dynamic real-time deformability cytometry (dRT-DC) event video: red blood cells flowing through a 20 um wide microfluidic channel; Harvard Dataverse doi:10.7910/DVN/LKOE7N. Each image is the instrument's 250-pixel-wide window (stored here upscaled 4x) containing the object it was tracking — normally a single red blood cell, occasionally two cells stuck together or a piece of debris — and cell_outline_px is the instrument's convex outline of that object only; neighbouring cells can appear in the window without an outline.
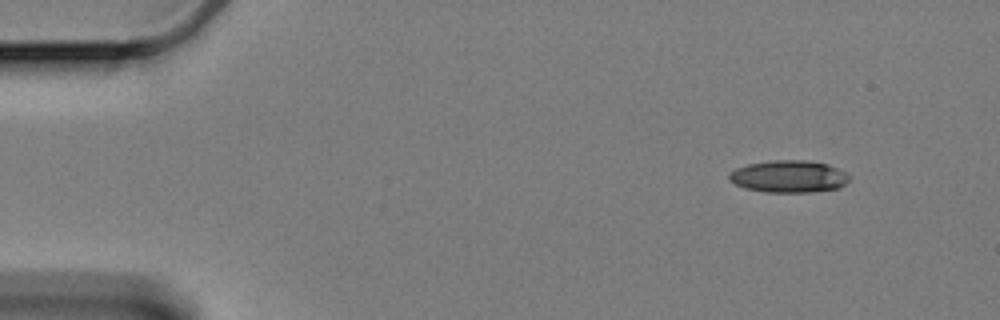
{"species": "Egyptian fruit bat (a non-hibernating species)", "species_latin": "Rousettus aegyptiacus", "temperature_condition": "cold", "stored_images_in_passage": 55, "camera_frame_rate_fps": 3000, "um_per_image_px": 0.085, "animal": {"sex": "female"}, "frame": {"image": 1, "passage_image": 1, "time_ms": 0.0, "image_size_px": [1000, 320], "cell_outline_px": [[848, 180], [844, 184], [836, 188], [808, 192], [768, 192], [744, 188], [728, 180], [728, 176], [736, 168], [748, 164], [772, 160], [804, 160], [828, 164], [844, 172], [848, 176]], "centroid_in_image_um": [67.0, 14.99], "position_along_channel_um": 18.0, "area_um2": 22.2}}
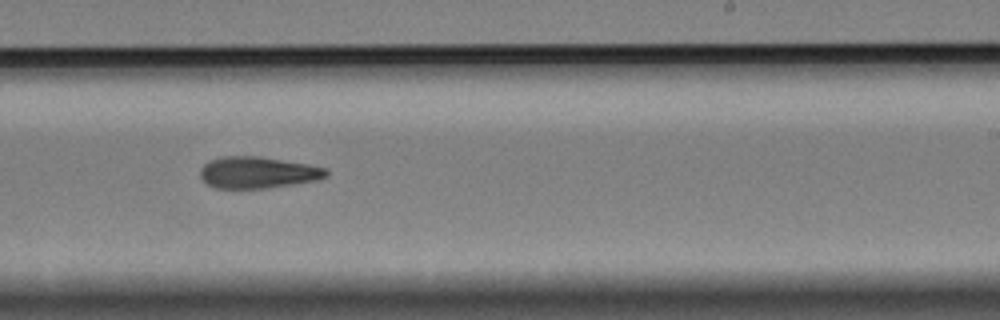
{"frame": {"image": 2, "passage_image": 32, "time_ms": 10.333, "image_size_px": [1000, 320], "cell_outline_px": [[328, 176], [316, 180], [292, 184], [264, 188], [216, 188], [208, 184], [200, 176], [200, 168], [208, 160], [220, 156], [260, 156], [308, 164], [328, 168]], "centroid_in_image_um": [21.9, 14.64], "position_along_channel_um": 267.1, "area_um2": 23.24}}
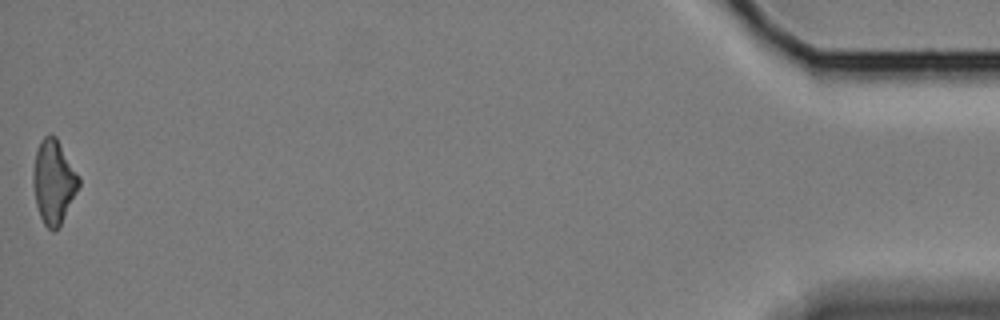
{"frame": {"image": 3, "passage_image": 55, "time_ms": 18.0, "image_size_px": [1000, 320], "cell_outline_px": [[80, 184], [56, 232], [52, 232], [44, 224], [40, 216], [36, 204], [32, 184], [32, 172], [36, 152], [40, 140], [44, 136], [56, 136], [80, 176]], "centroid_in_image_um": [4.55, 15.44], "position_along_channel_um": 430.7, "area_um2": 22.25}, "authors_computed_cell_mechanics": {"area_um2": 23.12, "velocity_mm_per_s": 3.3321, "shape_relaxation_time_tau1_ms": 10.7309, "shape_relaxation_time_tau2_ms": null, "deformation_change_tau1": 0.2009, "deformation_change_tau2": null}}